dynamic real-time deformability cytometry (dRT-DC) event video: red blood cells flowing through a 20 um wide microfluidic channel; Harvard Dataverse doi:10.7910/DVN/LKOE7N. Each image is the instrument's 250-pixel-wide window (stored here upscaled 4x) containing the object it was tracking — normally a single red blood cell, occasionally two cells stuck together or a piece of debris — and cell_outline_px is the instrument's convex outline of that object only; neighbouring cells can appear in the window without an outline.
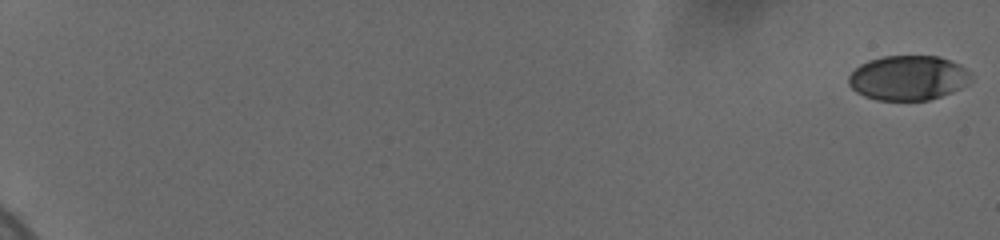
{"species": "human", "species_latin": "Homo sapiens", "temperature_condition": "cold", "stored_images_in_passage": 40, "camera_frame_rate_fps": 3000, "um_per_image_px": 0.085, "donor": {"sex": "female"}, "frame": {"image": 1, "passage_image": 1, "time_ms": 0.0, "image_size_px": [1000, 240], "cell_outline_px": [[972, 76], [960, 88], [952, 92], [928, 100], [876, 100], [864, 96], [856, 92], [848, 84], [848, 76], [860, 64], [868, 60], [884, 56], [936, 56], [960, 64], [972, 72]], "centroid_in_image_um": [77.17, 6.62], "position_along_channel_um": 7.8, "area_um2": 31.85}}
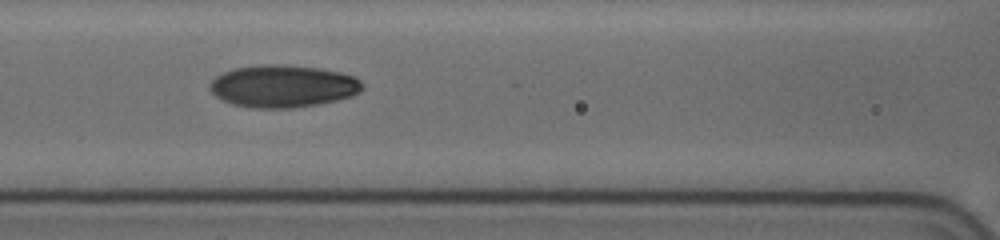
{"frame": {"image": 2, "passage_image": 22, "time_ms": 10.0, "image_size_px": [1000, 240], "cell_outline_px": [[364, 88], [360, 92], [352, 96], [320, 104], [292, 108], [252, 108], [232, 104], [216, 96], [208, 88], [208, 84], [216, 76], [232, 68], [260, 64], [276, 64], [320, 68], [340, 72], [356, 76], [364, 84]], "centroid_in_image_um": [24.06, 7.32], "position_along_channel_um": 142.5, "area_um2": 38.03}}
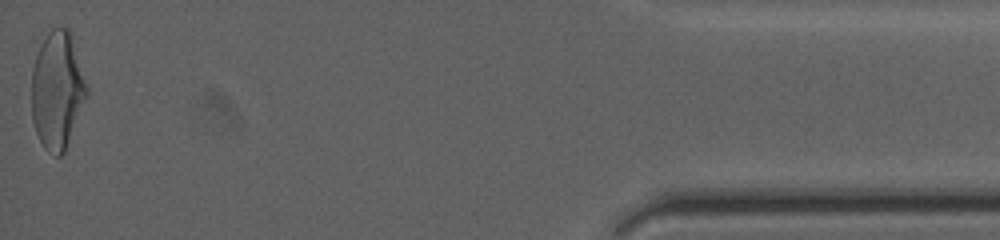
{"frame": {"image": 3, "passage_image": 40, "time_ms": 19.667, "image_size_px": [1000, 240], "cell_outline_px": [[88, 96], [64, 152], [60, 156], [56, 156], [48, 152], [44, 148], [36, 132], [32, 120], [32, 68], [36, 56], [48, 32], [52, 28], [68, 28], [72, 32], [88, 88]], "centroid_in_image_um": [4.89, 7.67], "position_along_channel_um": 430.3, "area_um2": 37.92}, "authors_computed_cell_mechanics": {"area_um2": 35.7204, "velocity_mm_per_s": 3.6875, "shape_relaxation_time_tau1_ms": 4.5975, "shape_relaxation_time_tau2_ms": 2.9011, "deformation_change_tau1": 0.1781, "deformation_change_tau2": 0.0744}}